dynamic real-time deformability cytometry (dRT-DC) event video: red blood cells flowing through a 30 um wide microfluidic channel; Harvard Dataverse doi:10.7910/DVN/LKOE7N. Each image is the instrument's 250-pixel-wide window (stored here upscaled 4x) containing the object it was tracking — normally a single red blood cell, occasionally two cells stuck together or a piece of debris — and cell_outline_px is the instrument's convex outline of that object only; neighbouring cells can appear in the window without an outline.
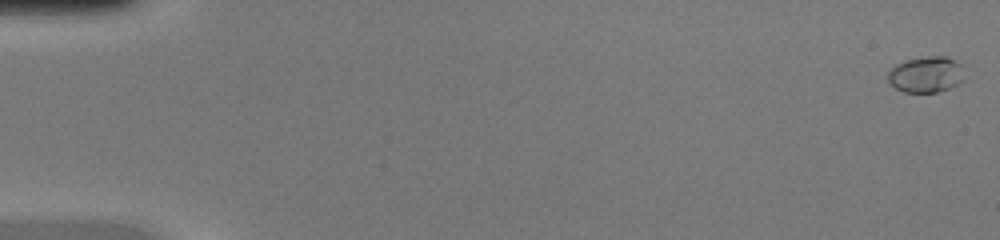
{"species": "common noctule bat (a hibernating species)", "species_latin": "Nyctalus noctula", "temperature_condition": "warm", "stored_images_in_passage": 50, "camera_frame_rate_fps": 3000, "um_per_image_px": 0.085, "animal": {"sex": "female", "body_mass_g": 20.0, "forearm_length_mm": 54.0}, "frame": {"image": 1, "passage_image": 1, "time_ms": 0.0, "image_size_px": [1000, 240], "cell_outline_px": [[964, 80], [960, 84], [936, 92], [904, 92], [896, 88], [888, 80], [888, 72], [896, 64], [904, 60], [924, 56], [948, 56], [960, 64]], "centroid_in_image_um": [78.72, 6.32], "position_along_channel_um": 6.3, "area_um2": 16.07}}
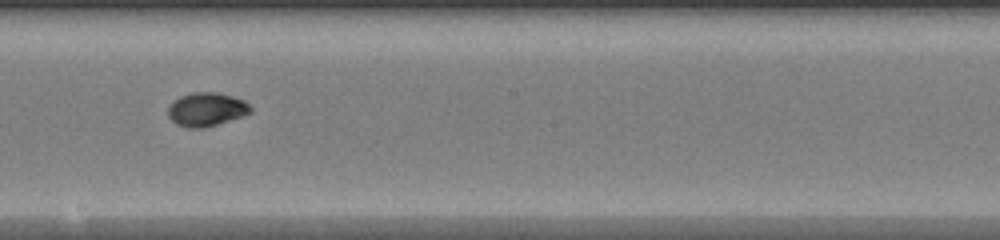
{"frame": {"image": 2, "passage_image": 29, "time_ms": 9.333, "image_size_px": [1000, 240], "cell_outline_px": [[252, 112], [244, 116], [204, 128], [188, 128], [176, 124], [168, 116], [168, 108], [172, 100], [180, 96], [192, 92], [216, 92], [232, 96], [244, 100], [252, 108]], "centroid_in_image_um": [17.55, 9.3], "position_along_channel_um": 230.7, "area_um2": 16.36}}
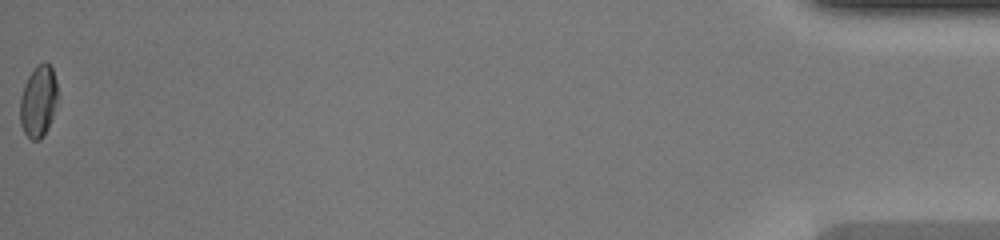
{"frame": {"image": 3, "passage_image": 50, "time_ms": 16.333, "image_size_px": [1000, 240], "cell_outline_px": [[56, 104], [48, 128], [40, 140], [32, 140], [24, 132], [20, 124], [20, 96], [24, 84], [28, 76], [36, 64], [48, 64], [52, 68], [56, 80]], "centroid_in_image_um": [3.23, 8.62], "position_along_channel_um": 432.0, "area_um2": 15.55}, "authors_computed_cell_mechanics": {"area_um2": 15.6638, "velocity_mm_per_s": 4.2522, "shape_relaxation_time_tau1_ms": 3.2083, "shape_relaxation_time_tau2_ms": 1.3044, "deformation_change_tau1": 0.1745, "deformation_change_tau2": 0.0366}}